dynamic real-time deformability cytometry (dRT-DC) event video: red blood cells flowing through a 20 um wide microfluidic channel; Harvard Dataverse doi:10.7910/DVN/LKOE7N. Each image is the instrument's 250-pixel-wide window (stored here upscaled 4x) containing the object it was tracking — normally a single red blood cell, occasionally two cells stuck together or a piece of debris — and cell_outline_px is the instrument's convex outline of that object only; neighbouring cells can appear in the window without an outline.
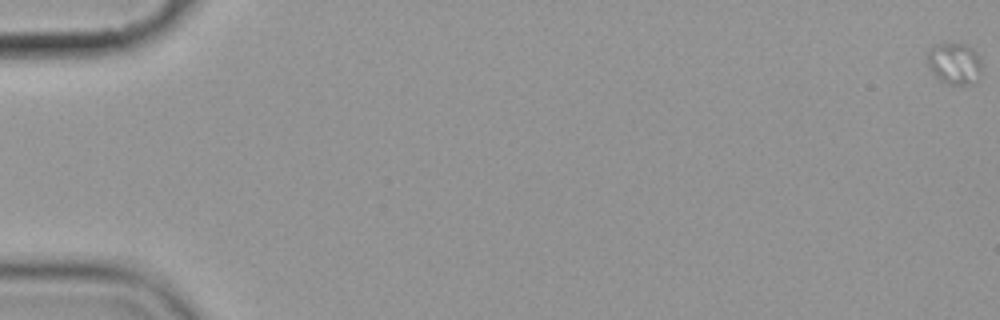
{"species": "common noctule bat (a hibernating species)", "species_latin": "Nyctalus noctula", "temperature_condition": "cold", "stored_images_in_passage": 4, "camera_frame_rate_fps": 3000, "um_per_image_px": 0.085, "animal": {"sex": "female", "body_mass_g": 19.9}, "frame": {"image": 1, "passage_image": 1, "time_ms": 0.0, "image_size_px": [1000, 320], "cell_outline_px": [[980, 68], [976, 80], [972, 84], [948, 84], [940, 80], [932, 72], [928, 64], [928, 48], [936, 44], [964, 44], [972, 48], [976, 52], [980, 60]], "centroid_in_image_um": [81.1, 5.39], "position_along_channel_um": 3.9, "area_um2": 12.89}}